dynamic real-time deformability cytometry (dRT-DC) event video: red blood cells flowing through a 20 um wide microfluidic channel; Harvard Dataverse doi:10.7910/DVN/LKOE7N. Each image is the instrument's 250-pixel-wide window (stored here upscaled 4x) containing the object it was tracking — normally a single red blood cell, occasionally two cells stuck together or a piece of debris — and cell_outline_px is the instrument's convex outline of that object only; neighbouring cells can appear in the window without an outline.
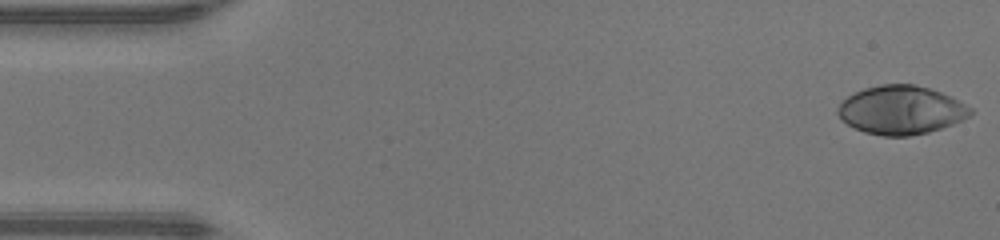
{"species": "human", "species_latin": "Homo sapiens", "temperature_condition": "warm", "stored_images_in_passage": 47, "camera_frame_rate_fps": 3000, "um_per_image_px": 0.085, "donor": {"sex": "male"}, "frame": {"image": 1, "passage_image": 1, "time_ms": 0.0, "image_size_px": [1000, 240], "cell_outline_px": [[972, 112], [968, 116], [952, 124], [928, 132], [908, 136], [884, 136], [864, 132], [848, 124], [836, 112], [836, 108], [848, 96], [864, 88], [880, 84], [912, 84], [928, 88], [952, 96], [972, 108]], "centroid_in_image_um": [76.59, 9.35], "position_along_channel_um": 8.4, "area_um2": 37.22}}
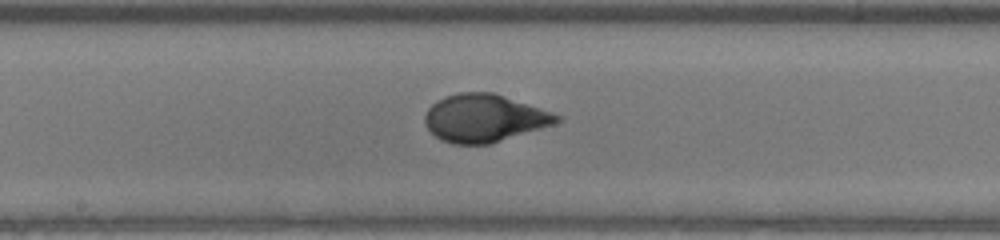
{"frame": {"image": 2, "passage_image": 24, "time_ms": 7.667, "image_size_px": [1000, 240], "cell_outline_px": [[560, 120], [552, 124], [492, 144], [452, 144], [440, 140], [424, 124], [424, 116], [428, 108], [436, 100], [444, 96], [460, 92], [492, 92], [552, 112], [560, 116]], "centroid_in_image_um": [41.1, 10.04], "position_along_channel_um": 207.1, "area_um2": 36.47}}
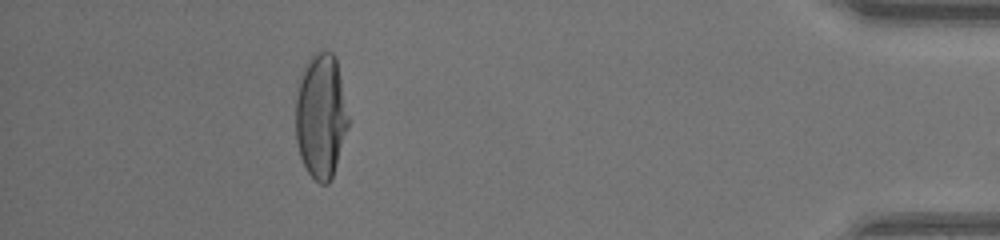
{"frame": {"image": 3, "passage_image": 42, "time_ms": 13.667, "image_size_px": [1000, 240], "cell_outline_px": [[348, 128], [332, 176], [328, 184], [320, 184], [308, 172], [300, 156], [296, 140], [296, 80], [304, 64], [316, 52], [332, 52], [336, 60], [348, 116]], "centroid_in_image_um": [27.24, 9.84], "position_along_channel_um": 408.0, "area_um2": 38.15}, "authors_computed_cell_mechanics": {"area_um2": 36.7608, "velocity_mm_per_s": 4.3827, "shape_relaxation_time_tau1_ms": 4.5286, "shape_relaxation_time_tau2_ms": null, "deformation_change_tau1": 0.2731, "deformation_change_tau2": null}}